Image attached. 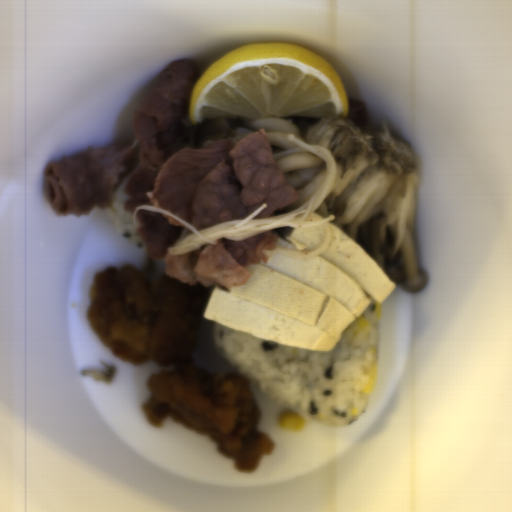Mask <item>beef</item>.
<instances>
[{
	"label": "beef",
	"instance_id": "obj_2",
	"mask_svg": "<svg viewBox=\"0 0 512 512\" xmlns=\"http://www.w3.org/2000/svg\"><path fill=\"white\" fill-rule=\"evenodd\" d=\"M135 236L149 258L162 261L165 276L205 288H233L251 278L248 266L268 263L267 251L279 248L280 237L270 229L241 240L220 238L187 253H170L169 247L192 233L184 224L151 210H138Z\"/></svg>",
	"mask_w": 512,
	"mask_h": 512
},
{
	"label": "beef",
	"instance_id": "obj_1",
	"mask_svg": "<svg viewBox=\"0 0 512 512\" xmlns=\"http://www.w3.org/2000/svg\"><path fill=\"white\" fill-rule=\"evenodd\" d=\"M198 79L192 60L169 62L133 113L132 141L50 162L43 177L47 207L57 216H87L107 208L128 176L124 210L133 215L141 205L156 207L197 232L244 220L261 205L266 207L252 219H267L297 201L264 129L204 148L174 150L191 121L189 100Z\"/></svg>",
	"mask_w": 512,
	"mask_h": 512
},
{
	"label": "beef",
	"instance_id": "obj_3",
	"mask_svg": "<svg viewBox=\"0 0 512 512\" xmlns=\"http://www.w3.org/2000/svg\"><path fill=\"white\" fill-rule=\"evenodd\" d=\"M349 100V108L347 119L353 122L358 127L367 123L369 117L366 111L365 106L362 102L355 101L352 99Z\"/></svg>",
	"mask_w": 512,
	"mask_h": 512
}]
</instances>
